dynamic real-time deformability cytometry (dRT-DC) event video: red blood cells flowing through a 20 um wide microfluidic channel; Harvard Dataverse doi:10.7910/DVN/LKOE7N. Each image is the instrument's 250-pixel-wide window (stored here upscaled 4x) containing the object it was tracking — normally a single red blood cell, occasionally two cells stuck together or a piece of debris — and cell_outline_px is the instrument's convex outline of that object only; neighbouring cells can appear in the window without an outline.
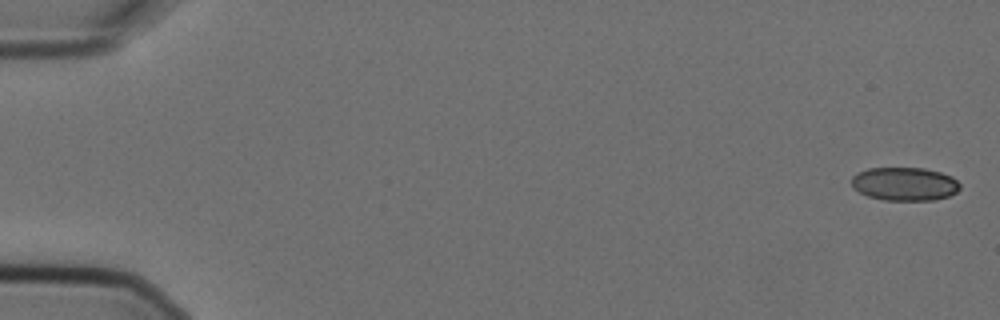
{"species": "Egyptian fruit bat (a non-hibernating species)", "species_latin": "Rousettus aegyptiacus", "temperature_condition": "cold", "stored_images_in_passage": 6, "camera_frame_rate_fps": 3000, "um_per_image_px": 0.085, "animal": {"sex": "female"}, "frame": {"image": 1, "passage_image": 1, "time_ms": 0.0, "image_size_px": [1000, 320], "cell_outline_px": [[960, 188], [956, 192], [948, 196], [936, 200], [884, 200], [868, 196], [852, 188], [852, 176], [856, 172], [868, 168], [924, 168], [940, 172], [952, 176], [960, 184]], "centroid_in_image_um": [76.88, 15.63], "position_along_channel_um": 8.1, "area_um2": 21.21}}
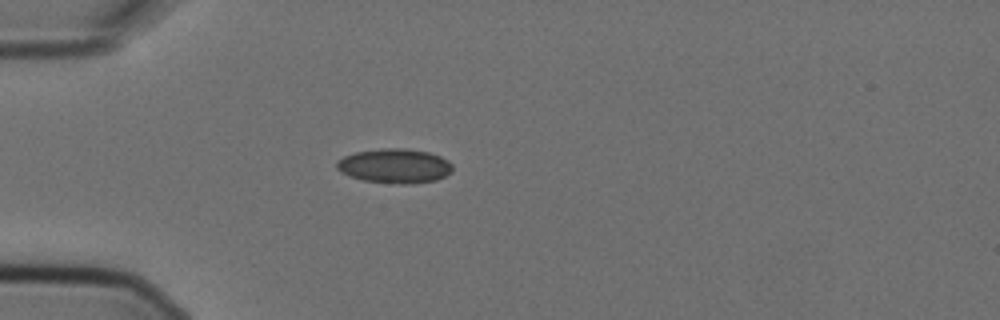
{"frame": {"image": 2, "passage_image": 5, "time_ms": 1.333, "image_size_px": [1000, 320], "cell_outline_px": [[452, 172], [436, 180], [404, 184], [400, 184], [364, 180], [348, 176], [340, 172], [336, 168], [336, 160], [344, 156], [356, 152], [384, 148], [404, 148], [428, 152], [440, 156], [448, 160], [452, 164]], "centroid_in_image_um": [33.53, 14.1], "position_along_channel_um": 51.5, "area_um2": 23.24}}